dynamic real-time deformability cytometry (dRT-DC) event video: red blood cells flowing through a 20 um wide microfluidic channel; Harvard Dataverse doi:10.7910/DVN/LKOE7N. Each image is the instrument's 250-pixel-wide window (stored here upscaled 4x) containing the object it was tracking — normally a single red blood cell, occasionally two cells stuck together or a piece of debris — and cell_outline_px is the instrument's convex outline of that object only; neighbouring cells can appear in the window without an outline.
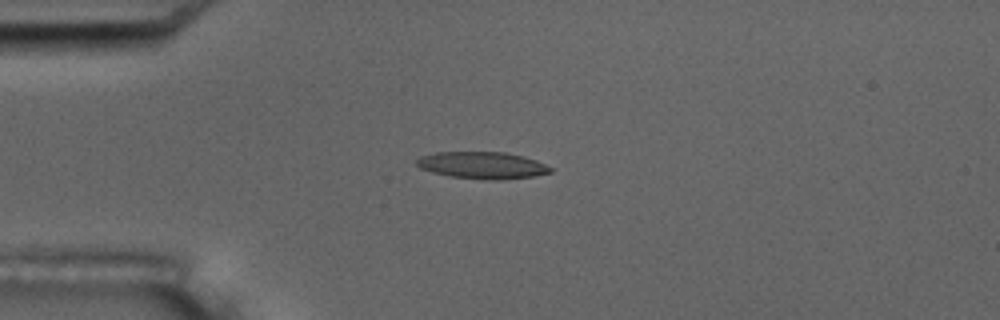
{"species": "common noctule bat (a hibernating species)", "species_latin": "Nyctalus noctula", "temperature_condition": "room temperature", "stored_images_in_passage": 7, "camera_frame_rate_fps": 3000, "um_per_image_px": 0.085, "animal": {"sex": "male", "body_mass_g": 17.5, "forearm_length_mm": 52.3}, "frame": {"image": 1, "passage_image": 3, "time_ms": 2.333, "image_size_px": [1000, 320], "cell_outline_px": [[552, 172], [536, 176], [500, 180], [484, 180], [448, 176], [432, 172], [420, 168], [416, 164], [416, 160], [420, 156], [436, 152], [504, 152], [524, 156], [536, 160], [552, 168]], "centroid_in_image_um": [41.0, 14.05], "position_along_channel_um": 44.0, "area_um2": 21.21}}
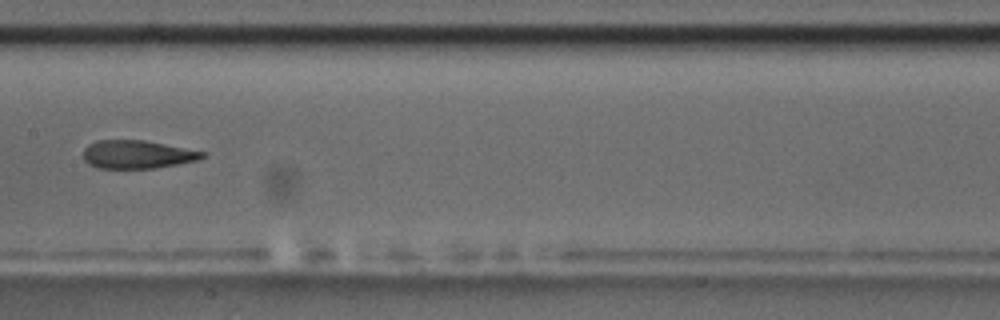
{"frame": {"image": 2, "passage_image": 7, "time_ms": 7.0, "image_size_px": [1000, 320], "cell_outline_px": [[204, 156], [200, 160], [156, 168], [96, 168], [88, 164], [84, 160], [84, 148], [88, 144], [96, 140], [144, 140], [204, 152]], "centroid_in_image_um": [11.63, 13.13], "position_along_channel_um": 195.8, "area_um2": 19.54}}